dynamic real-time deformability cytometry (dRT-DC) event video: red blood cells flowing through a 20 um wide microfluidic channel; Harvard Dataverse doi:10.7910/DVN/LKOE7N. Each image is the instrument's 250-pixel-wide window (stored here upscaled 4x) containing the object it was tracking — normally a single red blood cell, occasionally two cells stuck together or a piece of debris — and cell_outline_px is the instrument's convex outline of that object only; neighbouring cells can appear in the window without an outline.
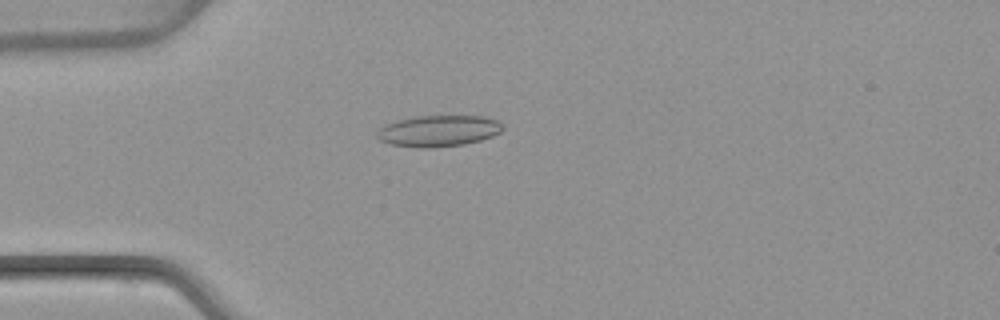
{"species": "common noctule bat (a hibernating species)", "species_latin": "Nyctalus noctula", "temperature_condition": "warm", "stored_images_in_passage": 50, "camera_frame_rate_fps": 3000, "um_per_image_px": 0.085, "animal": {"sex": "female", "body_mass_g": 22.7, "forearm_length_mm": 54.2}, "frame": {"image": 1, "passage_image": 14, "time_ms": 4.333, "image_size_px": [1000, 320], "cell_outline_px": [[504, 128], [500, 132], [492, 136], [480, 140], [464, 144], [432, 148], [416, 148], [388, 144], [380, 140], [376, 136], [376, 132], [384, 124], [416, 116], [484, 116], [496, 120], [504, 124]], "centroid_in_image_um": [37.26, 11.13], "position_along_channel_um": 47.7, "area_um2": 23.06}}
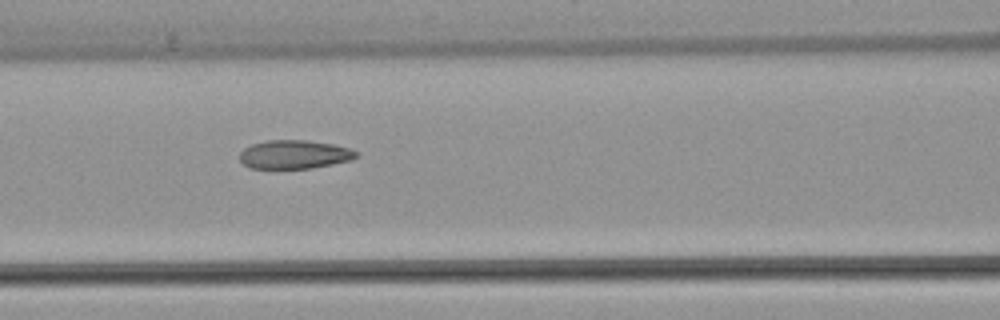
{"frame": {"image": 2, "passage_image": 22, "time_ms": 7.0, "image_size_px": [1000, 320], "cell_outline_px": [[356, 156], [352, 160], [312, 168], [248, 168], [240, 160], [240, 152], [244, 148], [252, 144], [268, 140], [308, 140], [332, 144], [348, 148], [356, 152]], "centroid_in_image_um": [24.99, 13.13], "position_along_channel_um": 141.6, "area_um2": 19.31}}
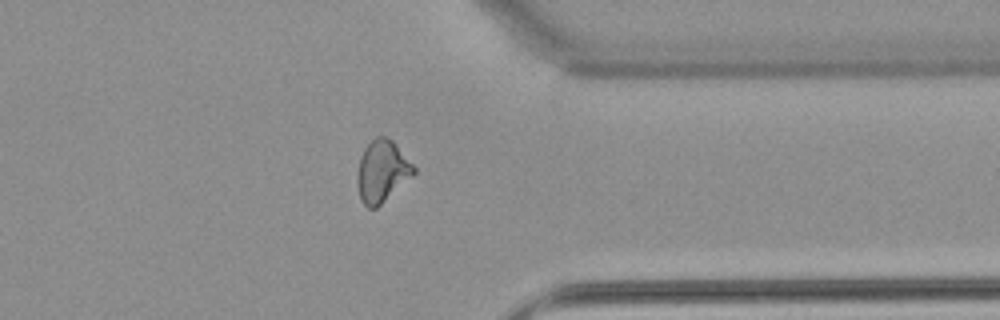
{"frame": {"image": 3, "passage_image": 40, "time_ms": 13.0, "image_size_px": [1000, 320], "cell_outline_px": [[416, 172], [412, 176], [376, 208], [368, 208], [360, 200], [356, 184], [356, 172], [360, 156], [364, 148], [376, 136], [388, 136], [396, 144], [416, 168]], "centroid_in_image_um": [32.44, 14.55], "position_along_channel_um": 379.0, "area_um2": 20.46}, "authors_computed_cell_mechanics": {"area_um2": 20.7502, "velocity_mm_per_s": 4.0771, "shape_relaxation_time_tau1_ms": null, "shape_relaxation_time_tau2_ms": 1.9808, "deformation_change_tau1": null, "deformation_change_tau2": 0.0962}}